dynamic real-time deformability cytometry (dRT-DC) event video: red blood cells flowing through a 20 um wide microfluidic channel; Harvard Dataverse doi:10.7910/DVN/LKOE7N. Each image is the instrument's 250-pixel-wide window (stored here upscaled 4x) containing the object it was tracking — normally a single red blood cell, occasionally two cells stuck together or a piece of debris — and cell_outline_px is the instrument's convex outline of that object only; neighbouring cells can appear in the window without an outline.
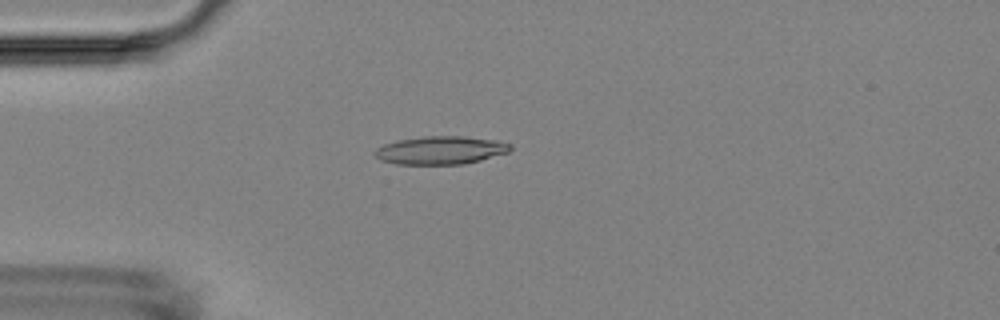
{"species": "Egyptian fruit bat (a non-hibernating species)", "species_latin": "Rousettus aegyptiacus", "temperature_condition": "room temperature", "stored_images_in_passage": 35, "camera_frame_rate_fps": 3000, "um_per_image_px": 0.085, "animal": {"sex": "female"}, "frame": {"image": 1, "passage_image": 1, "time_ms": 0.0, "image_size_px": [1000, 320], "cell_outline_px": [[512, 148], [508, 152], [480, 160], [464, 164], [396, 164], [380, 160], [372, 152], [376, 148], [384, 144], [400, 140], [424, 136], [464, 136], [496, 140], [512, 144]], "centroid_in_image_um": [37.45, 12.77], "position_along_channel_um": 47.6, "area_um2": 22.2}}
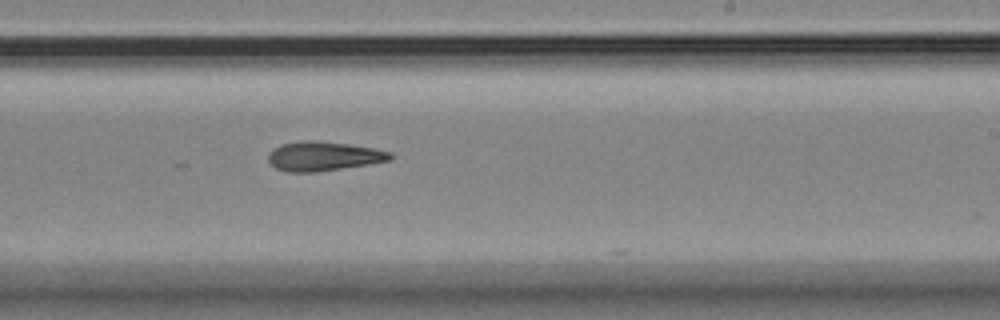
{"frame": {"image": 2, "passage_image": 20, "time_ms": 6.333, "image_size_px": [1000, 320], "cell_outline_px": [[392, 156], [388, 160], [368, 164], [316, 172], [288, 172], [276, 168], [268, 160], [268, 152], [272, 148], [280, 144], [304, 140], [316, 140], [348, 144], [372, 148], [392, 152]], "centroid_in_image_um": [27.43, 13.27], "position_along_channel_um": 261.6, "area_um2": 20.75}}
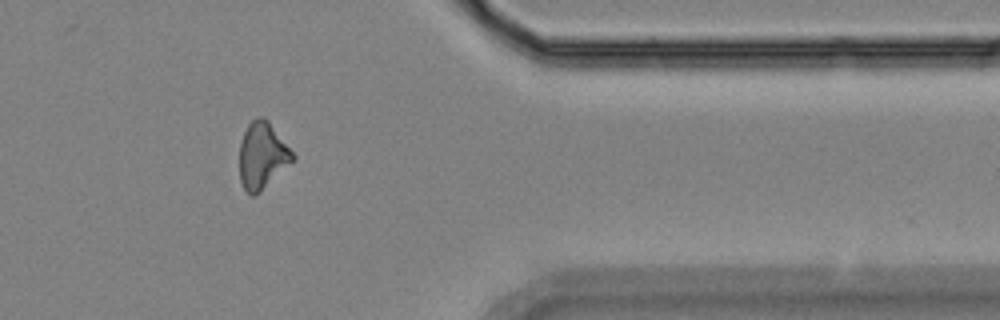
{"frame": {"image": 3, "passage_image": 32, "time_ms": 10.333, "image_size_px": [1000, 320], "cell_outline_px": [[296, 160], [260, 192], [252, 196], [244, 188], [240, 180], [240, 144], [244, 132], [248, 124], [252, 120], [260, 116], [264, 116], [268, 120], [296, 156]], "centroid_in_image_um": [22.32, 13.22], "position_along_channel_um": 389.1, "area_um2": 20.69}, "authors_computed_cell_mechanics": {"area_um2": 20.7502, "velocity_mm_per_s": 3.5997, "shape_relaxation_time_tau1_ms": 5.3105, "shape_relaxation_time_tau2_ms": 8.5677, "deformation_change_tau1": 0.1321, "deformation_change_tau2": 0.2205}}